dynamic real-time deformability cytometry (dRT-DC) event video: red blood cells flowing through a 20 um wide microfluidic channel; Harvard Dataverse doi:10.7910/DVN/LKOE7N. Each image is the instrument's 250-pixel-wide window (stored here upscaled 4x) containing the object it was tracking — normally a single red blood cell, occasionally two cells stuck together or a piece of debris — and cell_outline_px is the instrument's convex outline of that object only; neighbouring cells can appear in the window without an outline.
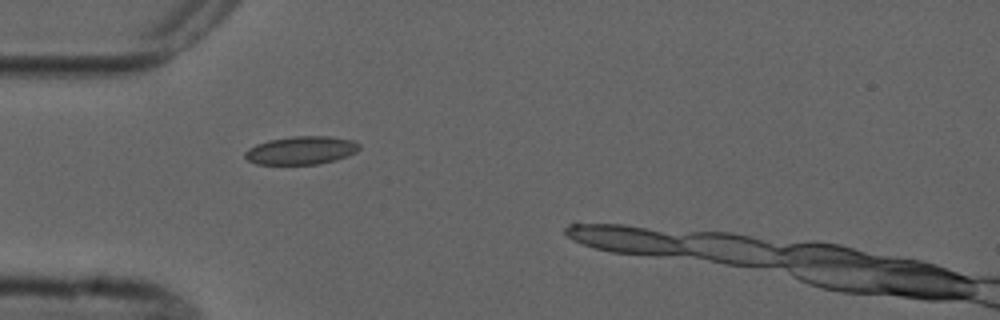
{"species": "common noctule bat (a hibernating species)", "species_latin": "Nyctalus noctula", "temperature_condition": "cold", "stored_images_in_passage": 2, "camera_frame_rate_fps": 3000, "um_per_image_px": 0.085, "animal": {"sex": "male", "forearm_length_mm": 52.5}, "frame": {"image": 1, "passage_image": 2, "time_ms": 2.0, "image_size_px": [1000, 320], "cell_outline_px": [[360, 148], [356, 152], [348, 156], [336, 160], [320, 164], [256, 164], [248, 160], [244, 156], [244, 152], [248, 148], [256, 144], [268, 140], [292, 136], [328, 136], [352, 140], [360, 144]], "centroid_in_image_um": [25.6, 12.78], "position_along_channel_um": 59.4, "area_um2": 18.9}}